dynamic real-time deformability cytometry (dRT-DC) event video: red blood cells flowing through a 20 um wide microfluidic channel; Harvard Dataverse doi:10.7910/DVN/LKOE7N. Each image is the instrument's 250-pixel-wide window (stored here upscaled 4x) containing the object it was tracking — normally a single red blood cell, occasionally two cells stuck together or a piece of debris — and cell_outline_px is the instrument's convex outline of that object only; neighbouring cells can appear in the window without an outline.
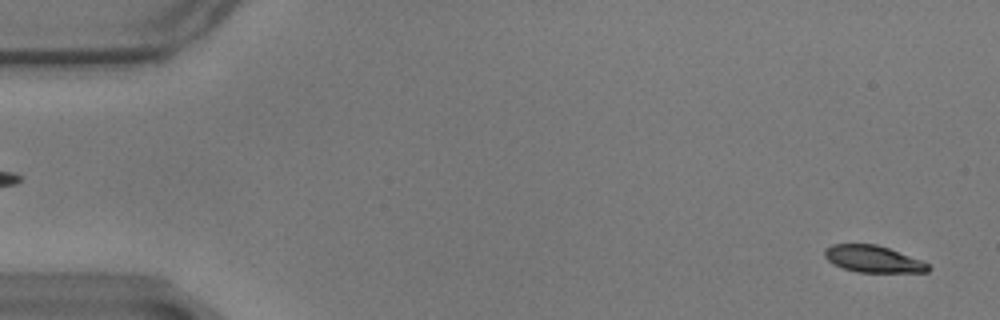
{"species": "common noctule bat (a hibernating species)", "species_latin": "Nyctalus noctula", "temperature_condition": "warm", "stored_images_in_passage": 6, "camera_frame_rate_fps": 3000, "um_per_image_px": 0.085, "animal": {"sex": "male", "body_mass_g": 17.9}, "frame": {"image": 1, "passage_image": 2, "time_ms": 0.333, "image_size_px": [1000, 320], "cell_outline_px": [[932, 268], [928, 272], [856, 272], [832, 264], [824, 256], [824, 252], [832, 244], [876, 244], [888, 248], [920, 260], [928, 264]], "centroid_in_image_um": [74.21, 22.02], "position_along_channel_um": 10.8, "area_um2": 16.01}}